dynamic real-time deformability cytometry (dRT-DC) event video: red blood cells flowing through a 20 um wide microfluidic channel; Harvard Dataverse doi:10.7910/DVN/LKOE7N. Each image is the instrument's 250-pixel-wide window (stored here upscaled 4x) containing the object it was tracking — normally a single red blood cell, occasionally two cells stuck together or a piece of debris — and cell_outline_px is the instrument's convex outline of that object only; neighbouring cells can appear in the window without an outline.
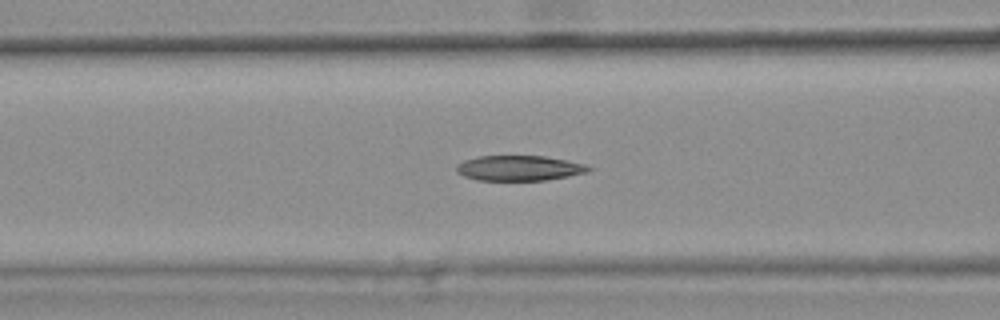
{"species": "common noctule bat (a hibernating species)", "species_latin": "Nyctalus noctula", "temperature_condition": "warm", "stored_images_in_passage": 45, "camera_frame_rate_fps": 3000, "um_per_image_px": 0.085, "animal": {"sex": "female", "body_mass_g": 25.1}, "frame": {"image": 1, "passage_image": 20, "time_ms": 6.333, "image_size_px": [1000, 320], "cell_outline_px": [[592, 168], [588, 172], [568, 176], [544, 180], [476, 180], [464, 176], [456, 172], [456, 164], [464, 160], [476, 156], [544, 156], [568, 160], [588, 164]], "centroid_in_image_um": [44.13, 14.28], "position_along_channel_um": 122.5, "area_um2": 19.54}, "authors_computed_cell_mechanics": {"area_um2": 21.3282, "velocity_mm_per_s": 3.7053, "shape_relaxation_time_tau1_ms": null, "shape_relaxation_time_tau2_ms": 7.479, "deformation_change_tau1": null, "deformation_change_tau2": 0.1787}}